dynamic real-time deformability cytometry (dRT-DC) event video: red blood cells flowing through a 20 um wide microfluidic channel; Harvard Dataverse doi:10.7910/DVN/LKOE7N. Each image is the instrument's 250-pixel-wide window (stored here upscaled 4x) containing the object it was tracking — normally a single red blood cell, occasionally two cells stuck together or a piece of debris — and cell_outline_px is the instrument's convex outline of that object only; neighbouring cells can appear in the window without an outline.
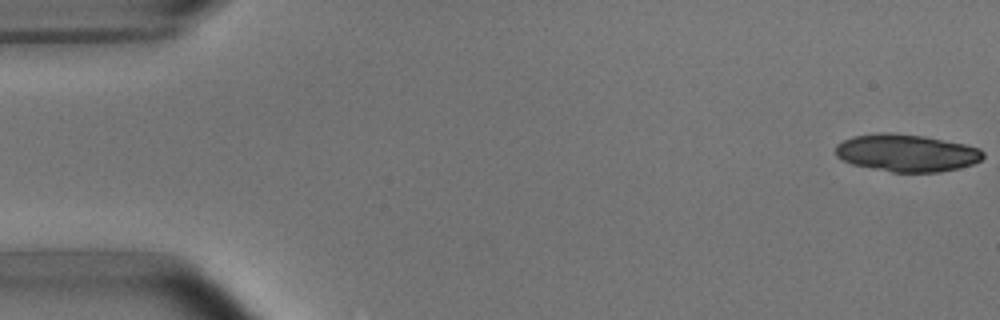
{"species": "common noctule bat (a hibernating species)", "species_latin": "Nyctalus noctula", "temperature_condition": "room temperature", "stored_images_in_passage": 5, "camera_frame_rate_fps": 3000, "um_per_image_px": 0.085, "animal": {"sex": "male", "body_mass_g": 15.6}, "frame": {"image": 1, "passage_image": 1, "time_ms": 0.0, "image_size_px": [1000, 320], "cell_outline_px": [[984, 156], [980, 160], [972, 164], [960, 168], [940, 172], [892, 172], [852, 164], [836, 156], [836, 144], [852, 136], [880, 132], [888, 132], [924, 136], [964, 144], [980, 148], [984, 152]], "centroid_in_image_um": [77.06, 12.99], "position_along_channel_um": 7.9, "area_um2": 32.14}}